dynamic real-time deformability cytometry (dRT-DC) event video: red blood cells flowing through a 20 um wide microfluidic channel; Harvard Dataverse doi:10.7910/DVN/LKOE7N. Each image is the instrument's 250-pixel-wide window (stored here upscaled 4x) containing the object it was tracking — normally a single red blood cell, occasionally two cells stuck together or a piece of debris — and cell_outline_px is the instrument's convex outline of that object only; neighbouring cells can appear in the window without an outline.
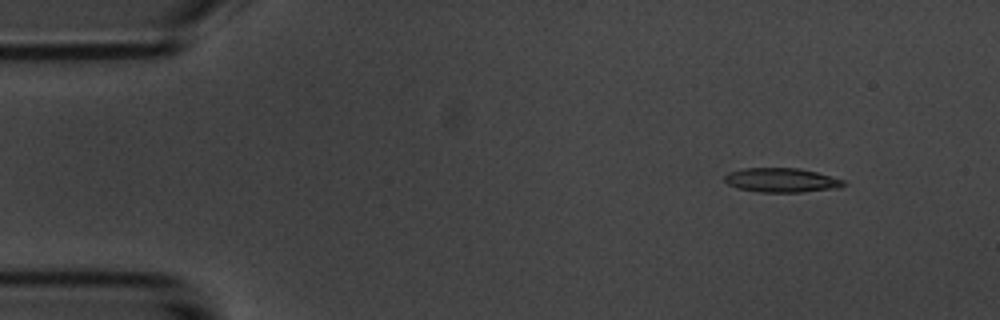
{"species": "common noctule bat (a hibernating species)", "species_latin": "Nyctalus noctula", "temperature_condition": "room temperature", "stored_images_in_passage": 6, "camera_frame_rate_fps": 3000, "um_per_image_px": 0.085, "animal": {"sex": "male", "body_mass_g": 20.1, "forearm_length_mm": 53.5}, "frame": {"image": 1, "passage_image": 2, "time_ms": 1.0, "image_size_px": [1000, 320], "cell_outline_px": [[848, 184], [840, 188], [800, 192], [760, 192], [736, 188], [728, 184], [724, 180], [724, 176], [728, 172], [744, 168], [800, 168], [816, 172], [844, 180]], "centroid_in_image_um": [66.43, 15.31], "position_along_channel_um": 18.6, "area_um2": 16.94}}
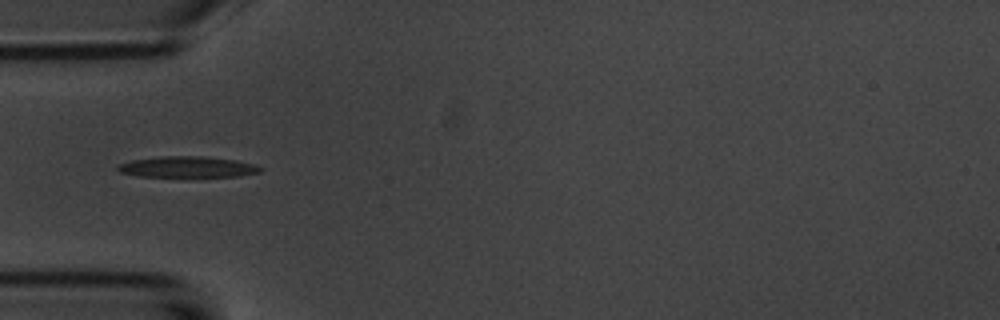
{"frame": {"image": 2, "passage_image": 5, "time_ms": 4.667, "image_size_px": [1000, 320], "cell_outline_px": [[264, 168], [260, 172], [240, 176], [136, 176], [120, 172], [116, 168], [120, 164], [132, 160], [160, 156], [204, 156], [236, 160], [252, 164]], "centroid_in_image_um": [15.94, 14.18], "position_along_channel_um": 69.1, "area_um2": 17.28}}